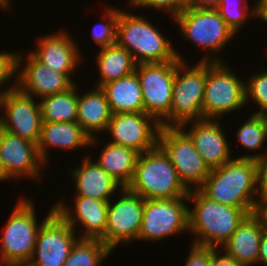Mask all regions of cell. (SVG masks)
I'll use <instances>...</instances> for the list:
<instances>
[{"label": "cell", "mask_w": 267, "mask_h": 266, "mask_svg": "<svg viewBox=\"0 0 267 266\" xmlns=\"http://www.w3.org/2000/svg\"><path fill=\"white\" fill-rule=\"evenodd\" d=\"M184 266H211V255L217 248L191 245Z\"/></svg>", "instance_id": "d590c367"}, {"label": "cell", "mask_w": 267, "mask_h": 266, "mask_svg": "<svg viewBox=\"0 0 267 266\" xmlns=\"http://www.w3.org/2000/svg\"><path fill=\"white\" fill-rule=\"evenodd\" d=\"M19 52H9V51H0V87L11 81L13 77L17 79V59H18ZM12 77V78H11ZM10 87V88H9ZM16 88V82L11 86L5 88V90L0 92L3 93L4 91Z\"/></svg>", "instance_id": "e575fe53"}, {"label": "cell", "mask_w": 267, "mask_h": 266, "mask_svg": "<svg viewBox=\"0 0 267 266\" xmlns=\"http://www.w3.org/2000/svg\"><path fill=\"white\" fill-rule=\"evenodd\" d=\"M258 263L267 266V228L265 227L262 234L260 243Z\"/></svg>", "instance_id": "ab89813d"}, {"label": "cell", "mask_w": 267, "mask_h": 266, "mask_svg": "<svg viewBox=\"0 0 267 266\" xmlns=\"http://www.w3.org/2000/svg\"><path fill=\"white\" fill-rule=\"evenodd\" d=\"M139 153L133 149L107 142L95 160L123 188L131 183Z\"/></svg>", "instance_id": "484cf974"}, {"label": "cell", "mask_w": 267, "mask_h": 266, "mask_svg": "<svg viewBox=\"0 0 267 266\" xmlns=\"http://www.w3.org/2000/svg\"><path fill=\"white\" fill-rule=\"evenodd\" d=\"M79 238L53 205L42 220L30 263L33 266H62Z\"/></svg>", "instance_id": "7c38bea8"}, {"label": "cell", "mask_w": 267, "mask_h": 266, "mask_svg": "<svg viewBox=\"0 0 267 266\" xmlns=\"http://www.w3.org/2000/svg\"><path fill=\"white\" fill-rule=\"evenodd\" d=\"M221 249H216L211 255V266H244L228 256ZM222 253V254H221Z\"/></svg>", "instance_id": "74e56055"}, {"label": "cell", "mask_w": 267, "mask_h": 266, "mask_svg": "<svg viewBox=\"0 0 267 266\" xmlns=\"http://www.w3.org/2000/svg\"><path fill=\"white\" fill-rule=\"evenodd\" d=\"M261 115L264 117V121H265L266 128H267V110L264 111Z\"/></svg>", "instance_id": "bcb514c9"}, {"label": "cell", "mask_w": 267, "mask_h": 266, "mask_svg": "<svg viewBox=\"0 0 267 266\" xmlns=\"http://www.w3.org/2000/svg\"><path fill=\"white\" fill-rule=\"evenodd\" d=\"M64 31V32H63ZM60 30L38 38L35 51L30 54L41 64L53 71L66 74L72 81V76L81 62L80 49L71 34ZM54 33V34H53ZM72 75V76H71Z\"/></svg>", "instance_id": "d6986e66"}, {"label": "cell", "mask_w": 267, "mask_h": 266, "mask_svg": "<svg viewBox=\"0 0 267 266\" xmlns=\"http://www.w3.org/2000/svg\"><path fill=\"white\" fill-rule=\"evenodd\" d=\"M248 6V0H221L216 10L236 35L247 24V20L256 18V4L251 8Z\"/></svg>", "instance_id": "4dcf8cb0"}, {"label": "cell", "mask_w": 267, "mask_h": 266, "mask_svg": "<svg viewBox=\"0 0 267 266\" xmlns=\"http://www.w3.org/2000/svg\"><path fill=\"white\" fill-rule=\"evenodd\" d=\"M74 208L60 199L54 204L56 212L75 230L80 223L84 231L80 238L100 239L105 244L108 202L89 197H73ZM66 204V205H65ZM71 207V208H70ZM74 211H73V210Z\"/></svg>", "instance_id": "ffe728a7"}, {"label": "cell", "mask_w": 267, "mask_h": 266, "mask_svg": "<svg viewBox=\"0 0 267 266\" xmlns=\"http://www.w3.org/2000/svg\"><path fill=\"white\" fill-rule=\"evenodd\" d=\"M77 93V123L92 138L106 132L112 111L106 95L100 87L88 90L84 95ZM98 132V133H97Z\"/></svg>", "instance_id": "cb8c5ba5"}, {"label": "cell", "mask_w": 267, "mask_h": 266, "mask_svg": "<svg viewBox=\"0 0 267 266\" xmlns=\"http://www.w3.org/2000/svg\"><path fill=\"white\" fill-rule=\"evenodd\" d=\"M10 3L11 0H0V8H2L3 10L5 9L7 11V9L12 5Z\"/></svg>", "instance_id": "ee69618b"}, {"label": "cell", "mask_w": 267, "mask_h": 266, "mask_svg": "<svg viewBox=\"0 0 267 266\" xmlns=\"http://www.w3.org/2000/svg\"><path fill=\"white\" fill-rule=\"evenodd\" d=\"M187 64V61L176 64L170 113L160 123L161 127H180L187 122L203 119L207 62L198 61L192 67Z\"/></svg>", "instance_id": "5b68a950"}, {"label": "cell", "mask_w": 267, "mask_h": 266, "mask_svg": "<svg viewBox=\"0 0 267 266\" xmlns=\"http://www.w3.org/2000/svg\"><path fill=\"white\" fill-rule=\"evenodd\" d=\"M264 228L262 217L257 212L250 214L220 249L244 266L258 264Z\"/></svg>", "instance_id": "603a6c76"}, {"label": "cell", "mask_w": 267, "mask_h": 266, "mask_svg": "<svg viewBox=\"0 0 267 266\" xmlns=\"http://www.w3.org/2000/svg\"><path fill=\"white\" fill-rule=\"evenodd\" d=\"M100 88L106 95L112 114L144 113L142 88L135 72Z\"/></svg>", "instance_id": "d4e9b609"}, {"label": "cell", "mask_w": 267, "mask_h": 266, "mask_svg": "<svg viewBox=\"0 0 267 266\" xmlns=\"http://www.w3.org/2000/svg\"><path fill=\"white\" fill-rule=\"evenodd\" d=\"M246 105L252 100L258 106L254 114H262L267 110V70L251 75L245 81Z\"/></svg>", "instance_id": "d6a6232c"}, {"label": "cell", "mask_w": 267, "mask_h": 266, "mask_svg": "<svg viewBox=\"0 0 267 266\" xmlns=\"http://www.w3.org/2000/svg\"><path fill=\"white\" fill-rule=\"evenodd\" d=\"M127 4L129 5L128 8H155L164 11L166 14L168 12L170 17L172 15L174 19L187 7L188 0H128Z\"/></svg>", "instance_id": "836d02e7"}, {"label": "cell", "mask_w": 267, "mask_h": 266, "mask_svg": "<svg viewBox=\"0 0 267 266\" xmlns=\"http://www.w3.org/2000/svg\"><path fill=\"white\" fill-rule=\"evenodd\" d=\"M77 84L39 99L42 122H77Z\"/></svg>", "instance_id": "83f0119b"}, {"label": "cell", "mask_w": 267, "mask_h": 266, "mask_svg": "<svg viewBox=\"0 0 267 266\" xmlns=\"http://www.w3.org/2000/svg\"><path fill=\"white\" fill-rule=\"evenodd\" d=\"M16 203L1 233L0 266L30 262L42 225L36 216L34 200L24 197Z\"/></svg>", "instance_id": "52a82bcc"}, {"label": "cell", "mask_w": 267, "mask_h": 266, "mask_svg": "<svg viewBox=\"0 0 267 266\" xmlns=\"http://www.w3.org/2000/svg\"><path fill=\"white\" fill-rule=\"evenodd\" d=\"M259 203L267 199V155L257 161Z\"/></svg>", "instance_id": "8d00e7d4"}, {"label": "cell", "mask_w": 267, "mask_h": 266, "mask_svg": "<svg viewBox=\"0 0 267 266\" xmlns=\"http://www.w3.org/2000/svg\"><path fill=\"white\" fill-rule=\"evenodd\" d=\"M148 19L119 8L116 43L131 53L136 64L185 61Z\"/></svg>", "instance_id": "3957f363"}, {"label": "cell", "mask_w": 267, "mask_h": 266, "mask_svg": "<svg viewBox=\"0 0 267 266\" xmlns=\"http://www.w3.org/2000/svg\"><path fill=\"white\" fill-rule=\"evenodd\" d=\"M237 141L240 146H243L245 150L249 151H257V149L262 150L264 148L263 153L259 150V153L255 152L250 155L247 153L243 156H234L236 159H254L259 160L264 158L267 155V150H265V143L267 141V128L264 121V117L261 114H251L249 118L241 124V126L237 129L236 133ZM265 142V143H264ZM262 148V149H261Z\"/></svg>", "instance_id": "f1b7e54d"}, {"label": "cell", "mask_w": 267, "mask_h": 266, "mask_svg": "<svg viewBox=\"0 0 267 266\" xmlns=\"http://www.w3.org/2000/svg\"><path fill=\"white\" fill-rule=\"evenodd\" d=\"M158 146L169 157L181 182L189 191L203 185L210 169L190 137L180 127H161Z\"/></svg>", "instance_id": "30bf717a"}, {"label": "cell", "mask_w": 267, "mask_h": 266, "mask_svg": "<svg viewBox=\"0 0 267 266\" xmlns=\"http://www.w3.org/2000/svg\"><path fill=\"white\" fill-rule=\"evenodd\" d=\"M2 266H33L30 262H23V263H10Z\"/></svg>", "instance_id": "f6af8a7d"}, {"label": "cell", "mask_w": 267, "mask_h": 266, "mask_svg": "<svg viewBox=\"0 0 267 266\" xmlns=\"http://www.w3.org/2000/svg\"><path fill=\"white\" fill-rule=\"evenodd\" d=\"M174 22L179 26V32L184 40L207 50L208 53L203 55L199 61L223 62L219 53L223 51L235 33L227 26L216 9L186 7L174 18Z\"/></svg>", "instance_id": "8992f818"}, {"label": "cell", "mask_w": 267, "mask_h": 266, "mask_svg": "<svg viewBox=\"0 0 267 266\" xmlns=\"http://www.w3.org/2000/svg\"><path fill=\"white\" fill-rule=\"evenodd\" d=\"M221 0H188L191 9H217Z\"/></svg>", "instance_id": "f35d334b"}, {"label": "cell", "mask_w": 267, "mask_h": 266, "mask_svg": "<svg viewBox=\"0 0 267 266\" xmlns=\"http://www.w3.org/2000/svg\"><path fill=\"white\" fill-rule=\"evenodd\" d=\"M107 9V10H106ZM104 20L107 22L98 23L93 27L92 38L95 40L98 46L105 48L116 44L117 42V23L119 17V9L115 7L105 6Z\"/></svg>", "instance_id": "1f68e13d"}, {"label": "cell", "mask_w": 267, "mask_h": 266, "mask_svg": "<svg viewBox=\"0 0 267 266\" xmlns=\"http://www.w3.org/2000/svg\"><path fill=\"white\" fill-rule=\"evenodd\" d=\"M160 129V123L146 113H116L112 114L106 133L112 137L110 143L142 154L158 146Z\"/></svg>", "instance_id": "9a60e30c"}, {"label": "cell", "mask_w": 267, "mask_h": 266, "mask_svg": "<svg viewBox=\"0 0 267 266\" xmlns=\"http://www.w3.org/2000/svg\"><path fill=\"white\" fill-rule=\"evenodd\" d=\"M88 155L83 157L80 166L71 169V181L76 189L74 197H89L108 202L116 197L113 193L117 195L116 190L120 191L123 187Z\"/></svg>", "instance_id": "44dd1931"}, {"label": "cell", "mask_w": 267, "mask_h": 266, "mask_svg": "<svg viewBox=\"0 0 267 266\" xmlns=\"http://www.w3.org/2000/svg\"><path fill=\"white\" fill-rule=\"evenodd\" d=\"M223 62H207L203 119L219 120L246 106L245 79Z\"/></svg>", "instance_id": "ba28073f"}, {"label": "cell", "mask_w": 267, "mask_h": 266, "mask_svg": "<svg viewBox=\"0 0 267 266\" xmlns=\"http://www.w3.org/2000/svg\"><path fill=\"white\" fill-rule=\"evenodd\" d=\"M0 158L7 176L12 179L25 178L40 181L43 167L37 144L12 134L0 127Z\"/></svg>", "instance_id": "2e32d148"}, {"label": "cell", "mask_w": 267, "mask_h": 266, "mask_svg": "<svg viewBox=\"0 0 267 266\" xmlns=\"http://www.w3.org/2000/svg\"><path fill=\"white\" fill-rule=\"evenodd\" d=\"M127 188L144 200L172 199L189 194L169 157L159 146L139 154L133 179Z\"/></svg>", "instance_id": "277c9868"}, {"label": "cell", "mask_w": 267, "mask_h": 266, "mask_svg": "<svg viewBox=\"0 0 267 266\" xmlns=\"http://www.w3.org/2000/svg\"><path fill=\"white\" fill-rule=\"evenodd\" d=\"M98 143V136L91 139L77 122H42L37 147L41 159L47 165L50 162L49 148L78 150L85 146L93 147Z\"/></svg>", "instance_id": "7402d4cb"}, {"label": "cell", "mask_w": 267, "mask_h": 266, "mask_svg": "<svg viewBox=\"0 0 267 266\" xmlns=\"http://www.w3.org/2000/svg\"><path fill=\"white\" fill-rule=\"evenodd\" d=\"M98 52L95 64L98 67L100 80L98 79L97 84L93 87H101L110 81L127 77L135 72L137 64L131 53L120 47L117 43L100 48Z\"/></svg>", "instance_id": "4316f807"}, {"label": "cell", "mask_w": 267, "mask_h": 266, "mask_svg": "<svg viewBox=\"0 0 267 266\" xmlns=\"http://www.w3.org/2000/svg\"><path fill=\"white\" fill-rule=\"evenodd\" d=\"M9 179L10 178L7 176L5 168H4L3 163H2V160L0 158V182H2V181L6 182V180L9 181Z\"/></svg>", "instance_id": "7bdbcfd3"}, {"label": "cell", "mask_w": 267, "mask_h": 266, "mask_svg": "<svg viewBox=\"0 0 267 266\" xmlns=\"http://www.w3.org/2000/svg\"><path fill=\"white\" fill-rule=\"evenodd\" d=\"M256 18L267 23V0H256Z\"/></svg>", "instance_id": "60d3db41"}, {"label": "cell", "mask_w": 267, "mask_h": 266, "mask_svg": "<svg viewBox=\"0 0 267 266\" xmlns=\"http://www.w3.org/2000/svg\"><path fill=\"white\" fill-rule=\"evenodd\" d=\"M186 201L187 196L145 199L138 240L157 243L176 234L189 233V207Z\"/></svg>", "instance_id": "9c48e42d"}, {"label": "cell", "mask_w": 267, "mask_h": 266, "mask_svg": "<svg viewBox=\"0 0 267 266\" xmlns=\"http://www.w3.org/2000/svg\"><path fill=\"white\" fill-rule=\"evenodd\" d=\"M178 62L141 63L137 64L135 68L142 88L144 113L151 115L159 123L170 113L175 70Z\"/></svg>", "instance_id": "4fadbf2b"}, {"label": "cell", "mask_w": 267, "mask_h": 266, "mask_svg": "<svg viewBox=\"0 0 267 266\" xmlns=\"http://www.w3.org/2000/svg\"><path fill=\"white\" fill-rule=\"evenodd\" d=\"M0 113L2 129L38 144L42 117L40 105L34 97L17 88L4 91L0 99Z\"/></svg>", "instance_id": "5bb4252c"}, {"label": "cell", "mask_w": 267, "mask_h": 266, "mask_svg": "<svg viewBox=\"0 0 267 266\" xmlns=\"http://www.w3.org/2000/svg\"><path fill=\"white\" fill-rule=\"evenodd\" d=\"M118 194L120 198L108 201L105 245L111 251L118 244L125 246L138 241L144 210V199L138 194L128 188H122Z\"/></svg>", "instance_id": "8fae6325"}, {"label": "cell", "mask_w": 267, "mask_h": 266, "mask_svg": "<svg viewBox=\"0 0 267 266\" xmlns=\"http://www.w3.org/2000/svg\"><path fill=\"white\" fill-rule=\"evenodd\" d=\"M219 122L220 120L215 119H202L180 126L190 137L195 149L210 170L221 167L233 159L231 156L233 151H231L230 142L227 141L225 128L221 127L223 125ZM188 126L191 128H186Z\"/></svg>", "instance_id": "ac0fdd59"}, {"label": "cell", "mask_w": 267, "mask_h": 266, "mask_svg": "<svg viewBox=\"0 0 267 266\" xmlns=\"http://www.w3.org/2000/svg\"><path fill=\"white\" fill-rule=\"evenodd\" d=\"M23 55L18 54L17 79L14 81L20 92L35 96L39 101V98L67 91L75 84L66 74L44 66L30 53Z\"/></svg>", "instance_id": "e0dca14e"}, {"label": "cell", "mask_w": 267, "mask_h": 266, "mask_svg": "<svg viewBox=\"0 0 267 266\" xmlns=\"http://www.w3.org/2000/svg\"><path fill=\"white\" fill-rule=\"evenodd\" d=\"M257 213L262 217L267 228V199L259 203Z\"/></svg>", "instance_id": "b9f144b4"}, {"label": "cell", "mask_w": 267, "mask_h": 266, "mask_svg": "<svg viewBox=\"0 0 267 266\" xmlns=\"http://www.w3.org/2000/svg\"><path fill=\"white\" fill-rule=\"evenodd\" d=\"M111 253L100 239L79 238L62 266H101Z\"/></svg>", "instance_id": "f546056e"}, {"label": "cell", "mask_w": 267, "mask_h": 266, "mask_svg": "<svg viewBox=\"0 0 267 266\" xmlns=\"http://www.w3.org/2000/svg\"><path fill=\"white\" fill-rule=\"evenodd\" d=\"M199 190L209 199L242 210H258V164L236 159L211 169Z\"/></svg>", "instance_id": "6da1fadb"}, {"label": "cell", "mask_w": 267, "mask_h": 266, "mask_svg": "<svg viewBox=\"0 0 267 266\" xmlns=\"http://www.w3.org/2000/svg\"><path fill=\"white\" fill-rule=\"evenodd\" d=\"M189 235L192 244L220 249L250 214L257 210H242L207 198L199 189L189 191Z\"/></svg>", "instance_id": "7a4b0ae2"}]
</instances>
